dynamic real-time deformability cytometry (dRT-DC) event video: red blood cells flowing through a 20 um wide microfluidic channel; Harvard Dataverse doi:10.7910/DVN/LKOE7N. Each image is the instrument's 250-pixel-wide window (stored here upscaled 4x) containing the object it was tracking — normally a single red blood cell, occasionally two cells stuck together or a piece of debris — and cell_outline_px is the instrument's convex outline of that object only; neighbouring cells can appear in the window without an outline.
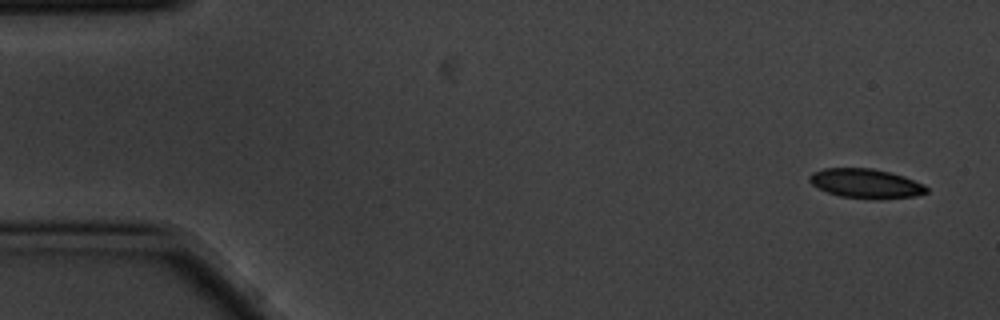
{"species": "common noctule bat (a hibernating species)", "species_latin": "Nyctalus noctula", "temperature_condition": "cold", "stored_images_in_passage": 5, "camera_frame_rate_fps": 3000, "um_per_image_px": 0.085, "animal": {"sex": "male", "body_mass_g": 20.1, "forearm_length_mm": 53.5}, "frame": {"image": 1, "passage_image": 1, "time_ms": 0.0, "image_size_px": [1000, 320], "cell_outline_px": [[928, 192], [916, 196], [840, 196], [828, 192], [812, 184], [808, 180], [808, 176], [812, 172], [824, 168], [872, 168], [904, 176], [924, 184], [928, 188]], "centroid_in_image_um": [73.55, 15.53], "position_along_channel_um": 11.4, "area_um2": 19.07}}
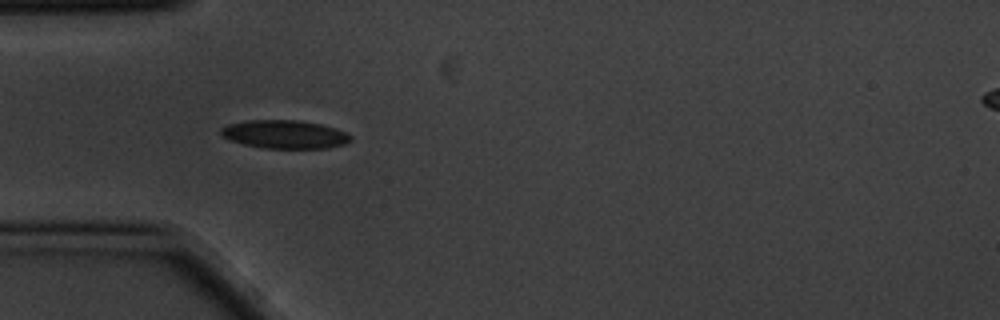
{"frame": {"image": 2, "passage_image": 4, "time_ms": 1.0, "image_size_px": [1000, 320], "cell_outline_px": [[352, 140], [344, 144], [328, 148], [264, 148], [244, 144], [228, 140], [220, 132], [220, 128], [228, 124], [244, 120], [296, 120], [320, 124], [336, 128], [352, 136]], "centroid_in_image_um": [24.18, 11.41], "position_along_channel_um": 60.8, "area_um2": 21.44}}